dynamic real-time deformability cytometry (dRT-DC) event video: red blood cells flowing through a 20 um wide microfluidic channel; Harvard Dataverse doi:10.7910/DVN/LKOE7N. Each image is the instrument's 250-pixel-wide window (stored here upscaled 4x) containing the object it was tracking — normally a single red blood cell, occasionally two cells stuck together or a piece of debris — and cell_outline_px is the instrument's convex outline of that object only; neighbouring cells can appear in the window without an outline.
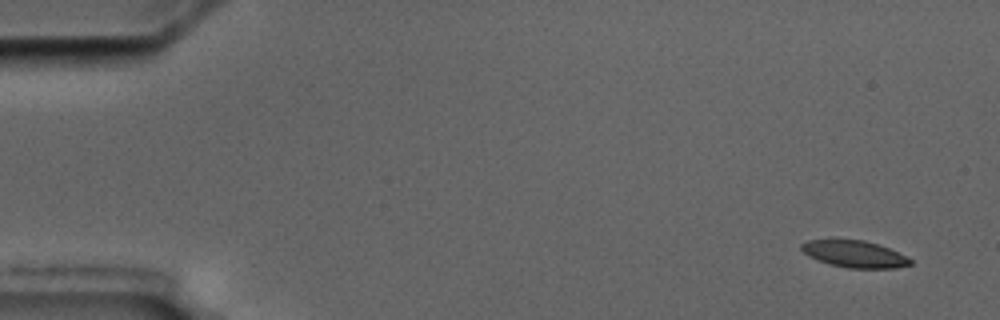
{"species": "common noctule bat (a hibernating species)", "species_latin": "Nyctalus noctula", "temperature_condition": "cold", "stored_images_in_passage": 6, "camera_frame_rate_fps": 3000, "um_per_image_px": 0.085, "animal": {"sex": "male", "body_mass_g": 17.5, "forearm_length_mm": 52.3}, "frame": {"image": 1, "passage_image": 1, "time_ms": 0.0, "image_size_px": [1000, 320], "cell_outline_px": [[912, 264], [896, 268], [848, 268], [816, 260], [808, 256], [800, 248], [800, 244], [808, 240], [832, 236], [864, 240], [888, 248], [912, 260]], "centroid_in_image_um": [72.52, 21.54], "position_along_channel_um": 12.5, "area_um2": 17.57}}
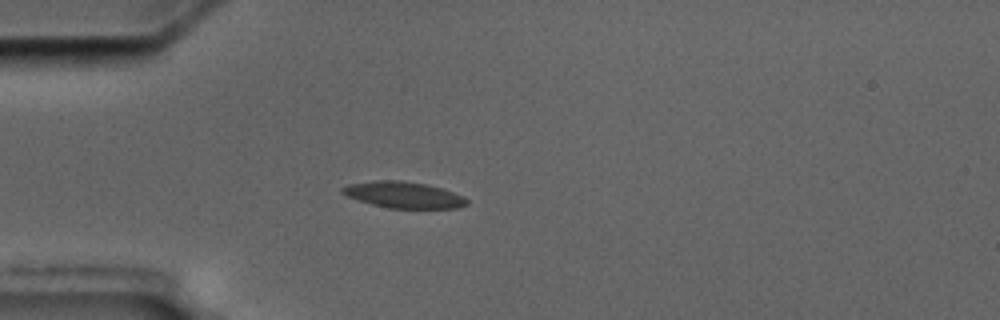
{"frame": {"image": 2, "passage_image": 5, "time_ms": 4.333, "image_size_px": [1000, 320], "cell_outline_px": [[468, 204], [460, 208], [388, 208], [372, 204], [348, 196], [340, 192], [340, 188], [348, 184], [376, 180], [400, 180], [428, 184], [464, 196], [468, 200]], "centroid_in_image_um": [34.32, 16.56], "position_along_channel_um": 50.7, "area_um2": 19.07}}